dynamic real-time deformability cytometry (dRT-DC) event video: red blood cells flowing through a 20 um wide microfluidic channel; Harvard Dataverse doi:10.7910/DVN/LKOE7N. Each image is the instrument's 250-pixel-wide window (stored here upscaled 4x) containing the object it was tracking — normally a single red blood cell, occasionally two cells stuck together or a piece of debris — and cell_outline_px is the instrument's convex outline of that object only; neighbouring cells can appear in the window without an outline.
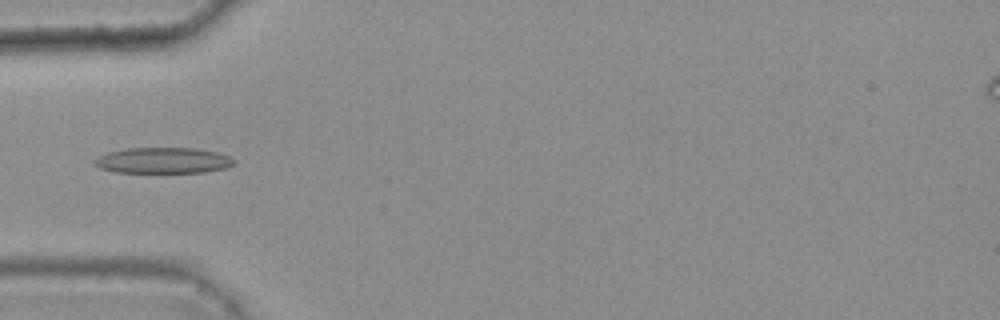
{"species": "common noctule bat (a hibernating species)", "species_latin": "Nyctalus noctula", "temperature_condition": "warm", "stored_images_in_passage": 1, "camera_frame_rate_fps": 3000, "um_per_image_px": 0.085, "animal": {"sex": "female", "body_mass_g": 25.1}, "frame": {"image": 1, "passage_image": 1, "time_ms": 0.0, "image_size_px": [1000, 320], "cell_outline_px": [[236, 164], [224, 168], [204, 172], [116, 172], [100, 168], [92, 164], [92, 160], [108, 152], [124, 148], [196, 148], [216, 152], [228, 156], [236, 160]], "centroid_in_image_um": [13.84, 13.63], "position_along_channel_um": 71.2, "area_um2": 21.04}}